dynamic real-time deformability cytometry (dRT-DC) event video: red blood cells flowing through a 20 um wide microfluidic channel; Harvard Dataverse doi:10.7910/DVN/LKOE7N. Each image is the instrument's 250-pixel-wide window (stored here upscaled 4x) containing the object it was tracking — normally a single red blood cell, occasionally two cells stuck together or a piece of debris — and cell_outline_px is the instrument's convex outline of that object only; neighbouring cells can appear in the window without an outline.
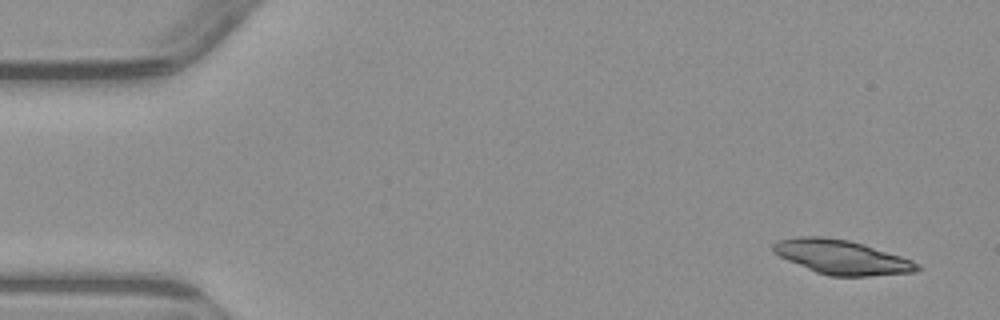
{"species": "common noctule bat (a hibernating species)", "species_latin": "Nyctalus noctula", "temperature_condition": "warm", "stored_images_in_passage": 4, "camera_frame_rate_fps": 3000, "um_per_image_px": 0.085, "animal": {"sex": "male", "body_mass_g": 23.1, "forearm_length_mm": 52.7}, "frame": {"image": 1, "passage_image": 1, "time_ms": 0.0, "image_size_px": [1000, 320], "cell_outline_px": [[920, 268], [912, 272], [868, 276], [828, 276], [816, 272], [788, 260], [772, 252], [772, 244], [776, 240], [796, 236], [824, 236], [848, 240], [864, 244], [912, 260], [920, 264]], "centroid_in_image_um": [71.5, 21.84], "position_along_channel_um": 13.5, "area_um2": 28.73}}